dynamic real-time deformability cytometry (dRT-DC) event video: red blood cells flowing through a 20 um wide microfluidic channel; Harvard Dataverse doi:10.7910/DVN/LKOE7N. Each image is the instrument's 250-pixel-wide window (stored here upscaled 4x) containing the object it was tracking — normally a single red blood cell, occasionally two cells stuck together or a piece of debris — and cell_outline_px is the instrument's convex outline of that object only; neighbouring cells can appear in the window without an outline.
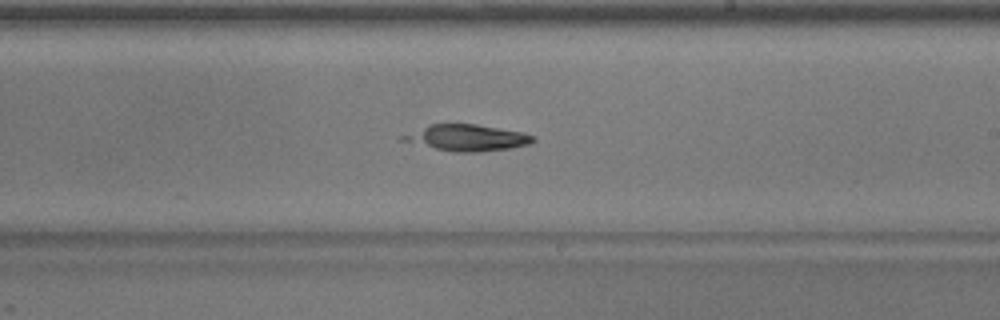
{"species": "common noctule bat (a hibernating species)", "species_latin": "Nyctalus noctula", "temperature_condition": "warm", "stored_images_in_passage": 49, "camera_frame_rate_fps": 3000, "um_per_image_px": 0.085, "animal": {"sex": "male", "body_mass_g": 17.9}, "frame": {"image": 1, "passage_image": 28, "time_ms": 9.0, "image_size_px": [1000, 320], "cell_outline_px": [[536, 140], [528, 144], [512, 148], [480, 152], [456, 152], [436, 148], [400, 140], [400, 136], [432, 124], [476, 124], [524, 132], [532, 136]], "centroid_in_image_um": [39.74, 11.71], "position_along_channel_um": 249.3, "area_um2": 19.65}}